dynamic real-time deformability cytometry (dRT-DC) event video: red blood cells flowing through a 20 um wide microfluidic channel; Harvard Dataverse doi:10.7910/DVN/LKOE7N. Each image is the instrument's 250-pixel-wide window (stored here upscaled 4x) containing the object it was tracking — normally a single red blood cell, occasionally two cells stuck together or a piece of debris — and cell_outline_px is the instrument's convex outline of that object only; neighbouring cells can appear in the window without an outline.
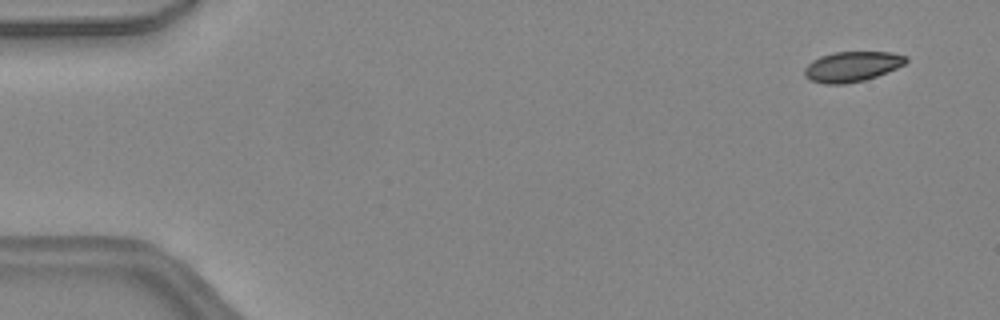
{"species": "common noctule bat (a hibernating species)", "species_latin": "Nyctalus noctula", "temperature_condition": "warm", "stored_images_in_passage": 44, "camera_frame_rate_fps": 3000, "um_per_image_px": 0.085, "animal": {"sex": "female", "body_mass_g": 24.6, "forearm_length_mm": 56.2}, "frame": {"image": 1, "passage_image": 1, "time_ms": 0.0, "image_size_px": [1000, 320], "cell_outline_px": [[908, 60], [904, 64], [896, 68], [876, 76], [864, 80], [844, 84], [824, 84], [812, 80], [804, 76], [804, 68], [812, 60], [820, 56], [836, 52], [892, 52], [908, 56]], "centroid_in_image_um": [72.42, 5.65], "position_along_channel_um": 12.6, "area_um2": 17.8}}
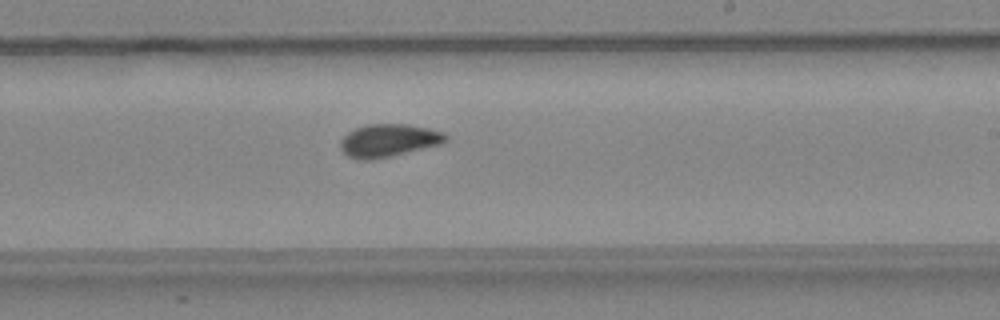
{"frame": {"image": 2, "passage_image": 26, "time_ms": 8.333, "image_size_px": [1000, 320], "cell_outline_px": [[448, 140], [440, 144], [372, 160], [356, 160], [348, 156], [340, 148], [340, 140], [348, 132], [356, 128], [368, 124], [408, 124], [428, 128], [444, 132], [448, 136]], "centroid_in_image_um": [33.01, 11.93], "position_along_channel_um": 256.0, "area_um2": 20.06}}
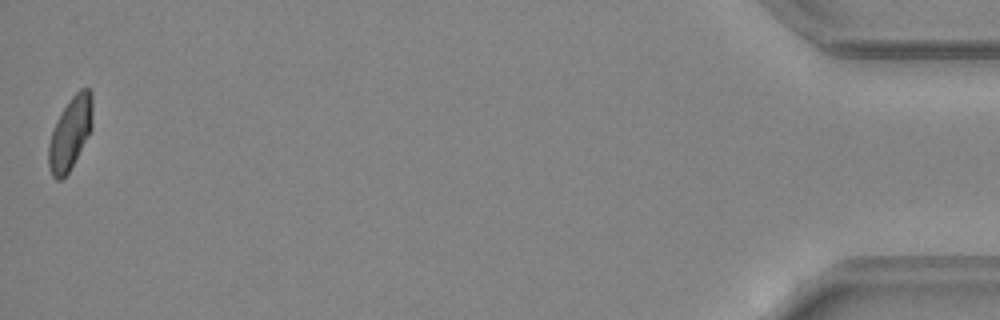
{"frame": {"image": 3, "passage_image": 44, "time_ms": 14.333, "image_size_px": [1000, 320], "cell_outline_px": [[92, 128], [68, 172], [60, 180], [56, 180], [52, 176], [48, 168], [48, 144], [56, 120], [68, 100], [80, 88], [88, 88], [92, 92]], "centroid_in_image_um": [5.95, 11.3], "position_along_channel_um": 429.2, "area_um2": 18.5}, "authors_computed_cell_mechanics": {"area_um2": 19.363, "velocity_mm_per_s": 4.498, "shape_relaxation_time_tau1_ms": 9.0232, "shape_relaxation_time_tau2_ms": 1.3692, "deformation_change_tau1": 0.1946, "deformation_change_tau2": 0.0579}}